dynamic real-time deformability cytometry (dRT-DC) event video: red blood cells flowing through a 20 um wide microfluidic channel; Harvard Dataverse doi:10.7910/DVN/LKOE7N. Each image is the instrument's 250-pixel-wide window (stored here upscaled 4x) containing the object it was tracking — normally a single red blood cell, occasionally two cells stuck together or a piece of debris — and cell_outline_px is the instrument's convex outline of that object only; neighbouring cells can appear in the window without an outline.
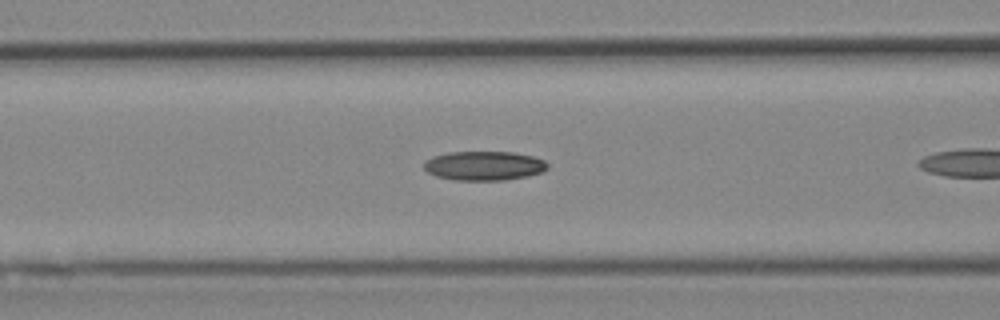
{"species": "Egyptian fruit bat (a non-hibernating species)", "species_latin": "Rousettus aegyptiacus", "temperature_condition": "cold", "stored_images_in_passage": 9, "camera_frame_rate_fps": 3000, "um_per_image_px": 0.085, "animal": {"sex": "female"}, "frame": {"image": 1, "passage_image": 8, "time_ms": 2.333, "image_size_px": [1000, 320], "cell_outline_px": [[548, 168], [544, 172], [528, 176], [504, 180], [452, 180], [436, 176], [428, 172], [424, 168], [424, 160], [432, 156], [448, 152], [516, 152], [532, 156], [544, 160], [548, 164]], "centroid_in_image_um": [41.15, 14.09], "position_along_channel_um": 125.5, "area_um2": 21.27}}